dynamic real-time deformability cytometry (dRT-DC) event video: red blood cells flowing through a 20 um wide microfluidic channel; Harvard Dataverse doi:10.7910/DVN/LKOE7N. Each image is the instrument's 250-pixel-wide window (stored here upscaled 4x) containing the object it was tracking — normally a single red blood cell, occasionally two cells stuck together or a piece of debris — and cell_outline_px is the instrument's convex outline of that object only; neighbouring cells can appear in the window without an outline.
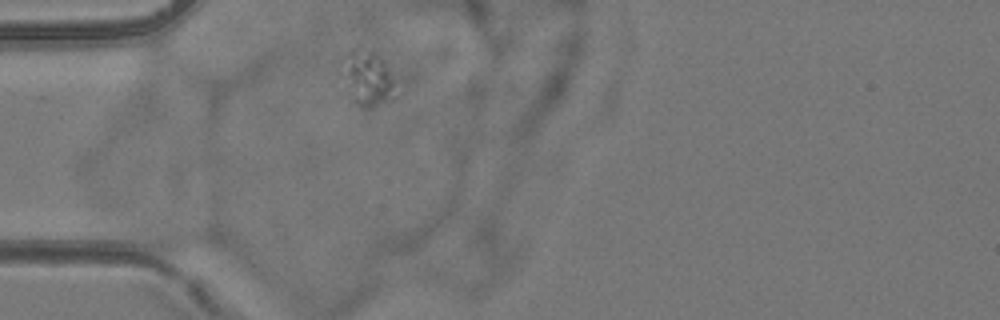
{"species": "common noctule bat (a hibernating species)", "species_latin": "Nyctalus noctula", "temperature_condition": "room temperature", "stored_images_in_passage": 2, "camera_frame_rate_fps": 3000, "um_per_image_px": 0.085, "animal": {"sex": "female", "body_mass_g": 24.6, "forearm_length_mm": 56.2}, "frame": {"image": 1, "passage_image": 2, "time_ms": 1.333, "image_size_px": [1000, 320], "cell_outline_px": [[392, 84], [376, 100], [360, 104], [352, 100], [336, 76], [348, 52], [356, 44], [376, 52], [384, 60], [388, 68], [392, 80]], "centroid_in_image_um": [30.96, 6.37], "position_along_channel_um": 54.0, "area_um2": 16.01}}